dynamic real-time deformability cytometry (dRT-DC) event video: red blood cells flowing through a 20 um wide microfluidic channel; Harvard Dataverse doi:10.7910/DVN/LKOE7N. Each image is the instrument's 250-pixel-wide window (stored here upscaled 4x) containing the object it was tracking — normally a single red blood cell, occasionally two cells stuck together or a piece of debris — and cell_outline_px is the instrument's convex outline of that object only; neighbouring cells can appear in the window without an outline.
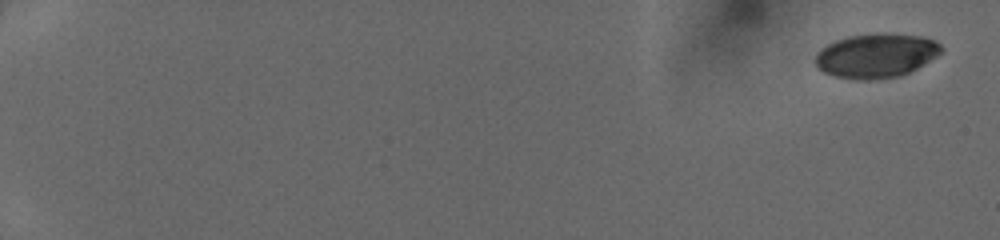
{"species": "human", "species_latin": "Homo sapiens", "temperature_condition": "cold", "stored_images_in_passage": 30, "camera_frame_rate_fps": 3000, "um_per_image_px": 0.085, "donor": {"sex": "female"}, "frame": {"image": 1, "passage_image": 1, "time_ms": 0.0, "image_size_px": [1000, 240], "cell_outline_px": [[944, 48], [936, 56], [916, 68], [900, 76], [872, 80], [856, 80], [836, 76], [824, 72], [816, 64], [816, 56], [828, 44], [836, 40], [848, 36], [884, 32], [920, 36], [932, 40], [940, 44]], "centroid_in_image_um": [74.49, 4.72], "position_along_channel_um": 10.5, "area_um2": 32.14}}
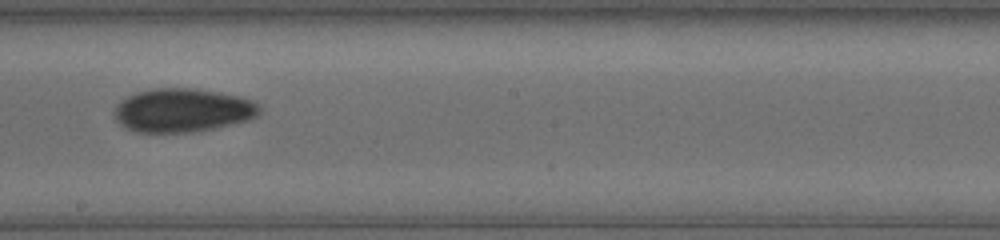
{"frame": {"image": 2, "passage_image": 19, "time_ms": 10.333, "image_size_px": [1000, 240], "cell_outline_px": [[260, 112], [252, 120], [216, 128], [196, 132], [136, 132], [124, 128], [116, 120], [112, 112], [116, 104], [120, 100], [136, 92], [152, 88], [192, 88], [220, 92], [244, 96], [256, 100], [260, 104]], "centroid_in_image_um": [15.55, 9.37], "position_along_channel_um": 232.6, "area_um2": 37.8}}
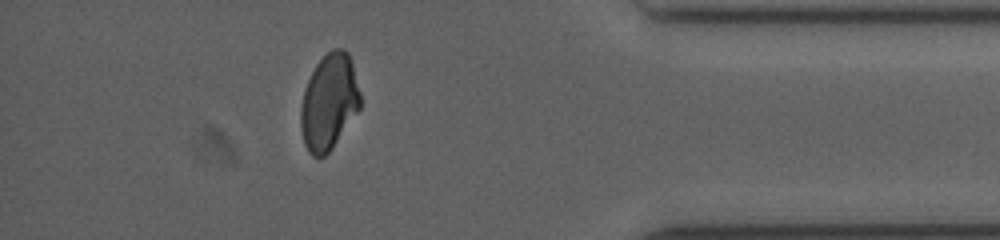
{"frame": {"image": 3, "passage_image": 26, "time_ms": 15.0, "image_size_px": [1000, 240], "cell_outline_px": [[360, 108], [332, 148], [324, 156], [312, 156], [308, 152], [304, 144], [300, 128], [300, 108], [304, 88], [316, 64], [332, 48], [344, 48], [348, 52], [352, 60], [360, 92]], "centroid_in_image_um": [27.96, 8.65], "position_along_channel_um": 407.2, "area_um2": 33.35}}